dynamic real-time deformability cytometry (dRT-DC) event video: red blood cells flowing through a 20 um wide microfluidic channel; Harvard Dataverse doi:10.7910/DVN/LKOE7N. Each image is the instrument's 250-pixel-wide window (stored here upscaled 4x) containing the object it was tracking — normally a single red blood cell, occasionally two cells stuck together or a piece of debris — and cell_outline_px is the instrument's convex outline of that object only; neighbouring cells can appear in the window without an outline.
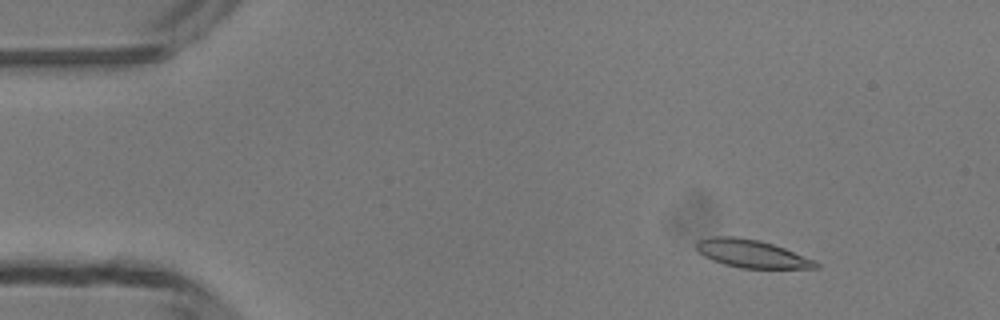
{"species": "common noctule bat (a hibernating species)", "species_latin": "Nyctalus noctula", "temperature_condition": "room temperature", "stored_images_in_passage": 49, "camera_frame_rate_fps": 3000, "um_per_image_px": 0.085, "animal": {"sex": "male", "body_mass_g": 13.3}, "frame": {"image": 1, "passage_image": 6, "time_ms": 1.667, "image_size_px": [1000, 320], "cell_outline_px": [[820, 268], [740, 268], [724, 264], [712, 260], [704, 256], [696, 248], [696, 244], [700, 240], [712, 236], [736, 236], [760, 240], [784, 248], [812, 260], [820, 264]], "centroid_in_image_um": [63.86, 21.56], "position_along_channel_um": 21.1, "area_um2": 19.19}}
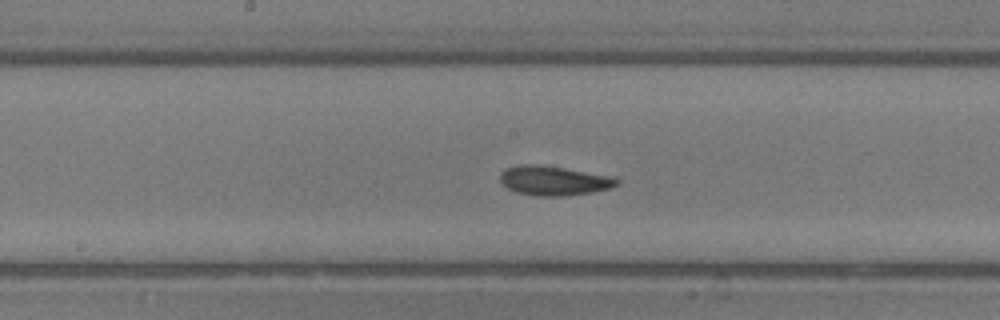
{"frame": {"image": 2, "passage_image": 25, "time_ms": 8.0, "image_size_px": [1000, 320], "cell_outline_px": [[620, 184], [612, 188], [592, 192], [568, 196], [536, 196], [516, 192], [508, 188], [500, 180], [500, 172], [508, 168], [520, 164], [536, 164], [564, 168], [616, 176], [620, 180]], "centroid_in_image_um": [47.15, 15.36], "position_along_channel_um": 201.1, "area_um2": 20.29}}
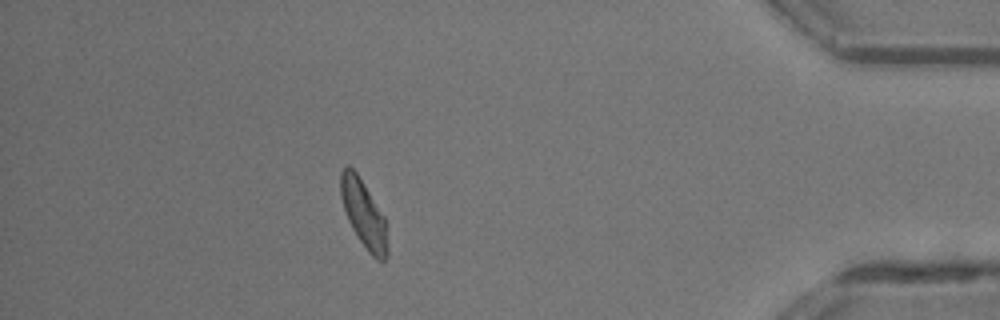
{"frame": {"image": 3, "passage_image": 43, "time_ms": 14.0, "image_size_px": [1000, 320], "cell_outline_px": [[388, 256], [384, 260], [376, 260], [368, 252], [352, 228], [348, 220], [340, 196], [340, 172], [348, 164], [356, 172], [364, 184], [384, 216], [388, 252]], "centroid_in_image_um": [30.9, 18.18], "position_along_channel_um": 404.3, "area_um2": 18.15}, "authors_computed_cell_mechanics": {"area_um2": 19.1896, "velocity_mm_per_s": 4.2105, "shape_relaxation_time_tau1_ms": 3.7766, "shape_relaxation_time_tau2_ms": 2.7424, "deformation_change_tau1": 0.138, "deformation_change_tau2": 0.0914}}